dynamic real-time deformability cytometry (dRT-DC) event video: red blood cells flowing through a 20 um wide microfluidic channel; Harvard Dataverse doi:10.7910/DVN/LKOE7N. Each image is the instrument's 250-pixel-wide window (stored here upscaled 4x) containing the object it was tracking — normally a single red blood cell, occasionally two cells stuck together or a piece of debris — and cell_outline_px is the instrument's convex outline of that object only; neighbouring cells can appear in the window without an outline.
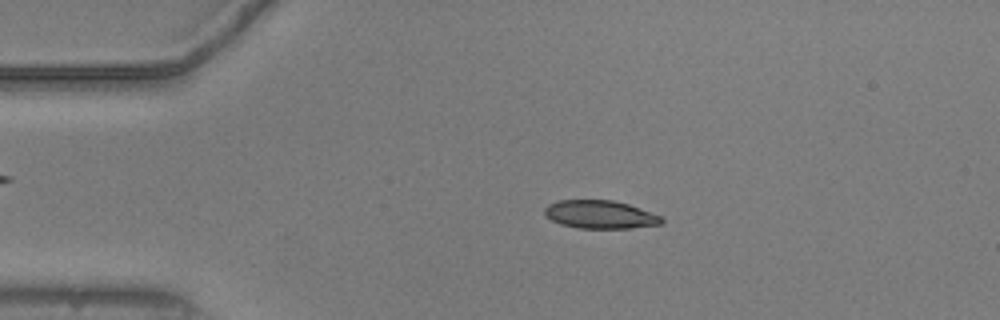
{"species": "common noctule bat (a hibernating species)", "species_latin": "Nyctalus noctula", "temperature_condition": "warm", "stored_images_in_passage": 52, "camera_frame_rate_fps": 3000, "um_per_image_px": 0.085, "animal": {"sex": "male", "body_mass_g": 20.5, "forearm_length_mm": 52.5}, "frame": {"image": 1, "passage_image": 10, "time_ms": 3.0, "image_size_px": [1000, 320], "cell_outline_px": [[664, 224], [628, 228], [576, 228], [560, 224], [544, 216], [544, 208], [548, 204], [556, 200], [612, 200], [628, 204], [640, 208], [660, 216], [664, 220]], "centroid_in_image_um": [50.98, 18.23], "position_along_channel_um": 34.0, "area_um2": 19.31}}
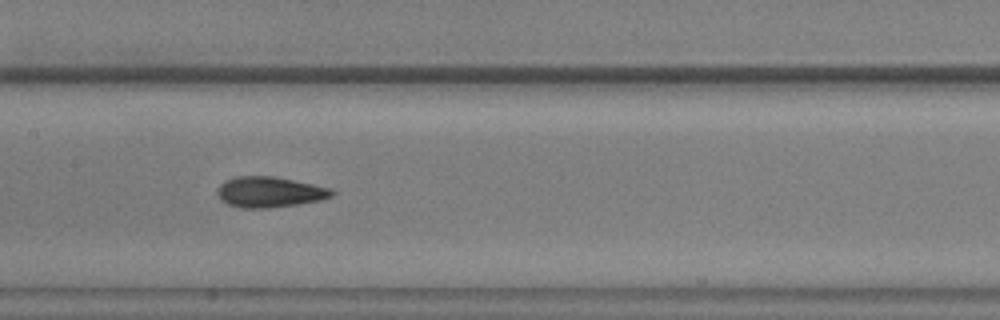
{"frame": {"image": 2, "passage_image": 25, "time_ms": 8.0, "image_size_px": [1000, 320], "cell_outline_px": [[336, 192], [332, 196], [320, 200], [296, 204], [268, 208], [240, 208], [228, 204], [220, 200], [216, 192], [220, 184], [236, 176], [272, 176], [332, 188]], "centroid_in_image_um": [22.9, 16.33], "position_along_channel_um": 184.5, "area_um2": 20.35}}
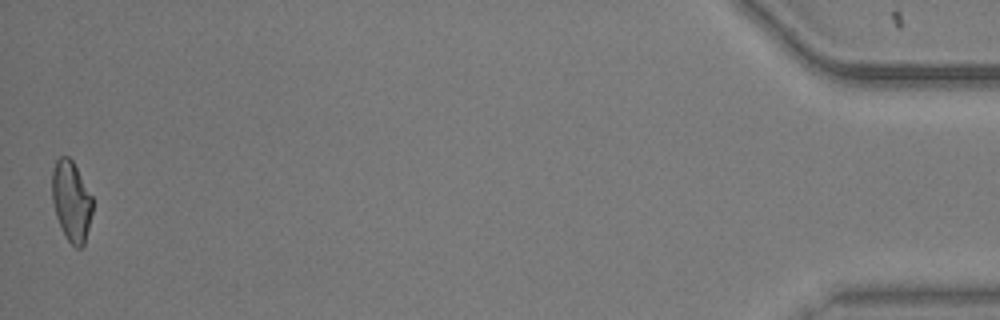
{"frame": {"image": 3, "passage_image": 52, "time_ms": 17.0, "image_size_px": [1000, 320], "cell_outline_px": [[92, 212], [84, 244], [80, 248], [76, 248], [64, 236], [56, 216], [52, 200], [52, 172], [56, 160], [60, 156], [68, 156], [72, 160], [92, 196]], "centroid_in_image_um": [6.05, 17.1], "position_along_channel_um": 429.1, "area_um2": 18.84}, "authors_computed_cell_mechanics": {"area_um2": 19.5942, "velocity_mm_per_s": 3.7838, "shape_relaxation_time_tau1_ms": 3.3915, "shape_relaxation_time_tau2_ms": 1.6797, "deformation_change_tau1": 0.1559, "deformation_change_tau2": 0.0921}}